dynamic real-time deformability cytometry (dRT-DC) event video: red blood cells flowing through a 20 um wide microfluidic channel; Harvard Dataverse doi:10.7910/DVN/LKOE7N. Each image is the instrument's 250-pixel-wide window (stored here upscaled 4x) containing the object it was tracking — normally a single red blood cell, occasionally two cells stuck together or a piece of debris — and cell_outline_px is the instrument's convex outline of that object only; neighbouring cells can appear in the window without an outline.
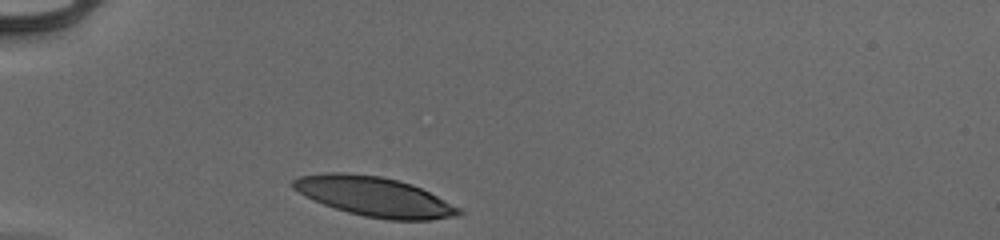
{"species": "human", "species_latin": "Homo sapiens", "temperature_condition": "cold", "stored_images_in_passage": 29, "camera_frame_rate_fps": 3000, "um_per_image_px": 0.085, "donor": {"sex": "male"}, "frame": {"image": 1, "passage_image": 1, "time_ms": 0.0, "image_size_px": [1000, 240], "cell_outline_px": [[464, 212], [456, 216], [432, 220], [388, 220], [364, 216], [348, 212], [312, 200], [304, 196], [292, 188], [292, 180], [300, 176], [324, 172], [344, 172], [380, 176], [412, 184], [460, 208]], "centroid_in_image_um": [31.78, 16.71], "position_along_channel_um": 53.2, "area_um2": 38.09}}
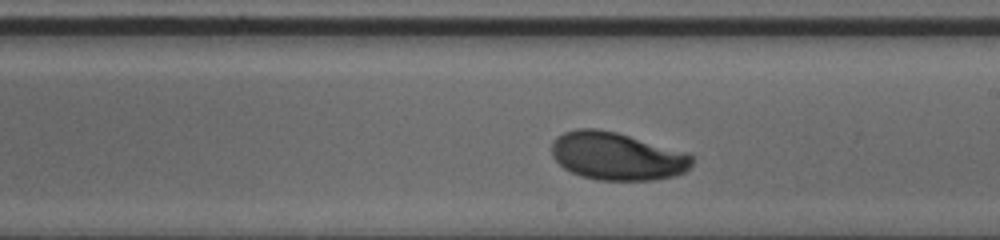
{"frame": {"image": 2, "passage_image": 17, "time_ms": 5.333, "image_size_px": [1000, 240], "cell_outline_px": [[692, 164], [684, 172], [676, 176], [652, 180], [596, 180], [580, 176], [564, 168], [552, 156], [552, 140], [556, 136], [564, 132], [576, 128], [596, 128], [616, 132], [684, 152], [692, 156]], "centroid_in_image_um": [52.39, 13.28], "position_along_channel_um": 236.6, "area_um2": 39.02}}
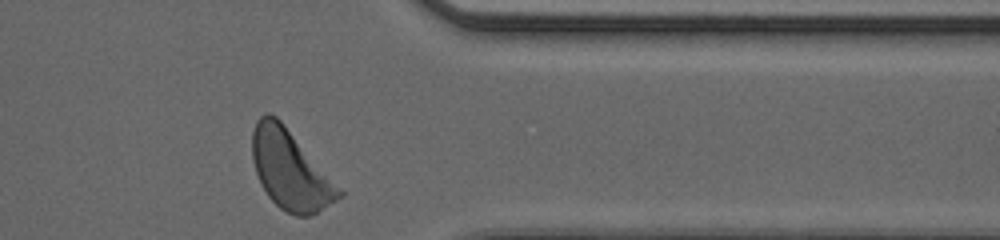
{"frame": {"image": 3, "passage_image": 29, "time_ms": 9.333, "image_size_px": [1000, 240], "cell_outline_px": [[344, 196], [316, 212], [308, 216], [296, 216], [280, 208], [268, 196], [260, 184], [252, 160], [252, 132], [256, 120], [264, 112], [268, 112], [276, 116], [280, 120], [344, 192]], "centroid_in_image_um": [24.64, 14.43], "position_along_channel_um": 386.8, "area_um2": 39.59}, "authors_computed_cell_mechanics": {"area_um2": 39.1306, "velocity_mm_per_s": 3.8939, "shape_relaxation_time_tau1_ms": 2.9324, "shape_relaxation_time_tau2_ms": null, "deformation_change_tau1": 0.1881, "deformation_change_tau2": null}}